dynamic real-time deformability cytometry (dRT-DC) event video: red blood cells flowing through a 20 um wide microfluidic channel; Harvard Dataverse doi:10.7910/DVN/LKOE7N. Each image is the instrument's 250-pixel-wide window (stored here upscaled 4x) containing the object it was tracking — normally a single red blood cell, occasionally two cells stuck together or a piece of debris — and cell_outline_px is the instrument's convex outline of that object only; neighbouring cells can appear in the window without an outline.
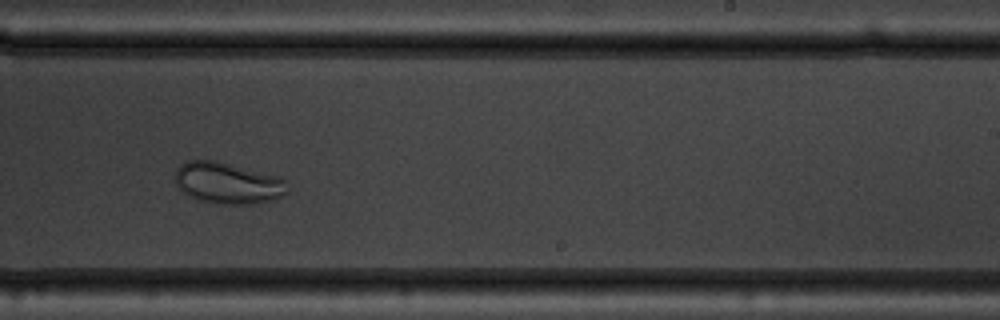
{"species": "common noctule bat (a hibernating species)", "species_latin": "Nyctalus noctula", "temperature_condition": "warm", "stored_images_in_passage": 48, "camera_frame_rate_fps": 3000, "um_per_image_px": 0.085, "animal": {"sex": "male", "body_mass_g": 19.5, "forearm_length_mm": 54.6}, "frame": {"image": 1, "passage_image": 28, "time_ms": 9.0, "image_size_px": [1000, 320], "cell_outline_px": [[288, 192], [276, 200], [252, 204], [220, 204], [200, 200], [184, 192], [176, 184], [176, 168], [180, 164], [188, 160], [216, 160], [284, 176]], "centroid_in_image_um": [19.44, 15.54], "position_along_channel_um": 269.6, "area_um2": 27.51}}